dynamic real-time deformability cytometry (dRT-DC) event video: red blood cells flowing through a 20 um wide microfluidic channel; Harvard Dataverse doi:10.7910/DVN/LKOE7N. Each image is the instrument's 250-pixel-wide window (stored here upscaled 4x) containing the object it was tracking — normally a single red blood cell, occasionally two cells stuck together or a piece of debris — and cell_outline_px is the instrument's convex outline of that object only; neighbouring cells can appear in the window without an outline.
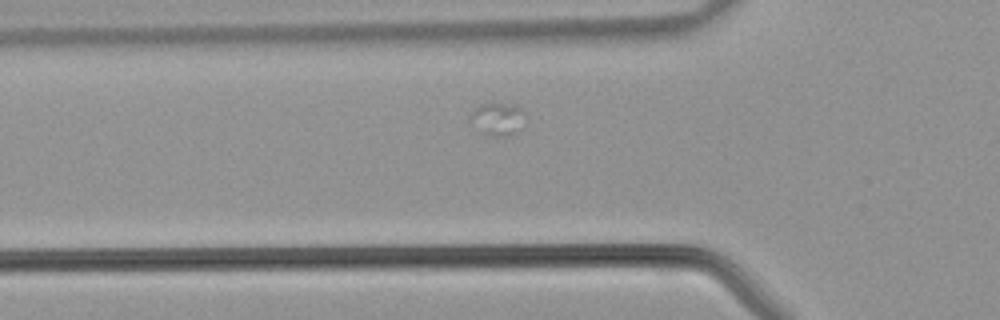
{"species": "common noctule bat (a hibernating species)", "species_latin": "Nyctalus noctula", "temperature_condition": "warm", "stored_images_in_passage": 5, "camera_frame_rate_fps": 3000, "um_per_image_px": 0.085, "animal": {"sex": "male", "body_mass_g": 21.5, "forearm_length_mm": 52.0}, "frame": {"image": 1, "passage_image": 2, "time_ms": 0.333, "image_size_px": [1000, 320], "cell_outline_px": [[524, 128], [516, 132], [504, 136], [492, 136], [480, 132], [468, 120], [468, 116], [480, 104], [512, 104], [524, 108]], "centroid_in_image_um": [42.31, 10.12], "position_along_channel_um": 83.5, "area_um2": 10.69}}